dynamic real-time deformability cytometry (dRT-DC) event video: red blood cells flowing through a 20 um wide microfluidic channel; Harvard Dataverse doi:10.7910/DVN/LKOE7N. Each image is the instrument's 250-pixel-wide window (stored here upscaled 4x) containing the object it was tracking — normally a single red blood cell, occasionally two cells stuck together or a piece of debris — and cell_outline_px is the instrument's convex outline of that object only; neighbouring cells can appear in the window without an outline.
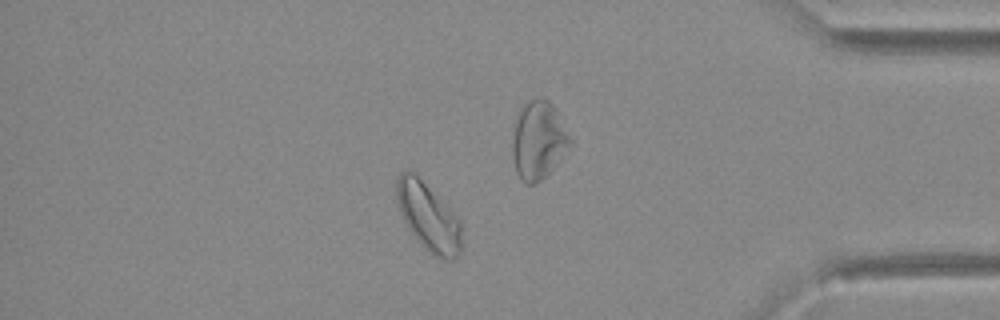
{"species": "Egyptian fruit bat (a non-hibernating species)", "species_latin": "Rousettus aegyptiacus", "temperature_condition": "warm", "stored_images_in_passage": 47, "camera_frame_rate_fps": 3000, "um_per_image_px": 0.085, "animal": {"sex": "female"}, "frame": {"image": 1, "passage_image": 40, "time_ms": 13.0, "image_size_px": [1000, 320], "cell_outline_px": [[460, 252], [456, 260], [444, 260], [432, 256], [424, 248], [412, 232], [404, 220], [400, 212], [396, 196], [396, 180], [400, 172], [416, 172], [452, 212], [460, 224]], "centroid_in_image_um": [36.39, 18.44], "position_along_channel_um": 398.8, "area_um2": 25.37}}